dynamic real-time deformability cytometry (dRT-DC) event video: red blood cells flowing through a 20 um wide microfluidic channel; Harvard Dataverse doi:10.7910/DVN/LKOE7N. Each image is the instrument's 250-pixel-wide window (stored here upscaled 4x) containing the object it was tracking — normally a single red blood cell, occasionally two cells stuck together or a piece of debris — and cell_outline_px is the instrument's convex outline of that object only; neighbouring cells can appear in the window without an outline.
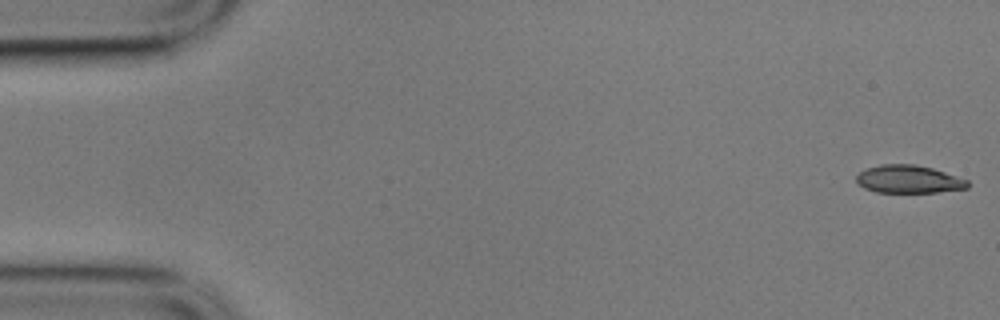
{"species": "common noctule bat (a hibernating species)", "species_latin": "Nyctalus noctula", "temperature_condition": "cold", "stored_images_in_passage": 54, "camera_frame_rate_fps": 3000, "um_per_image_px": 0.085, "animal": {"sex": "male", "body_mass_g": 17.9}, "frame": {"image": 1, "passage_image": 1, "time_ms": 0.0, "image_size_px": [1000, 320], "cell_outline_px": [[968, 188], [936, 192], [876, 192], [864, 188], [856, 180], [856, 176], [860, 172], [868, 168], [880, 164], [916, 164], [932, 168], [968, 180]], "centroid_in_image_um": [77.23, 15.23], "position_along_channel_um": 7.8, "area_um2": 17.92}}
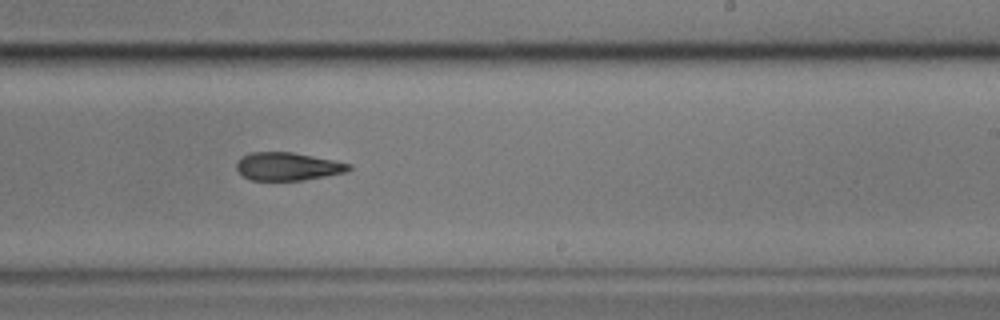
{"frame": {"image": 2, "passage_image": 34, "time_ms": 11.0, "image_size_px": [1000, 320], "cell_outline_px": [[352, 168], [348, 172], [300, 180], [252, 180], [244, 176], [236, 168], [236, 164], [248, 152], [292, 152], [336, 160], [352, 164]], "centroid_in_image_um": [24.51, 14.14], "position_along_channel_um": 264.5, "area_um2": 18.26}}
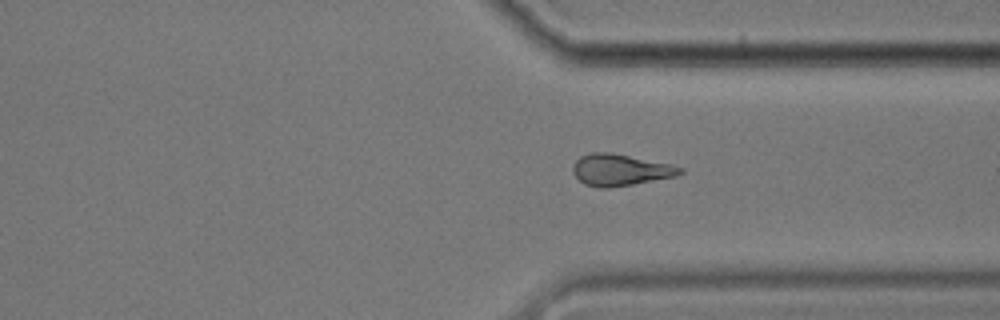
{"frame": {"image": 3, "passage_image": 42, "time_ms": 13.667, "image_size_px": [1000, 320], "cell_outline_px": [[684, 172], [676, 176], [632, 184], [608, 188], [596, 188], [584, 184], [572, 172], [572, 164], [580, 156], [592, 152], [608, 152], [672, 164], [684, 168]], "centroid_in_image_um": [52.71, 14.44], "position_along_channel_um": 358.7, "area_um2": 19.77}}